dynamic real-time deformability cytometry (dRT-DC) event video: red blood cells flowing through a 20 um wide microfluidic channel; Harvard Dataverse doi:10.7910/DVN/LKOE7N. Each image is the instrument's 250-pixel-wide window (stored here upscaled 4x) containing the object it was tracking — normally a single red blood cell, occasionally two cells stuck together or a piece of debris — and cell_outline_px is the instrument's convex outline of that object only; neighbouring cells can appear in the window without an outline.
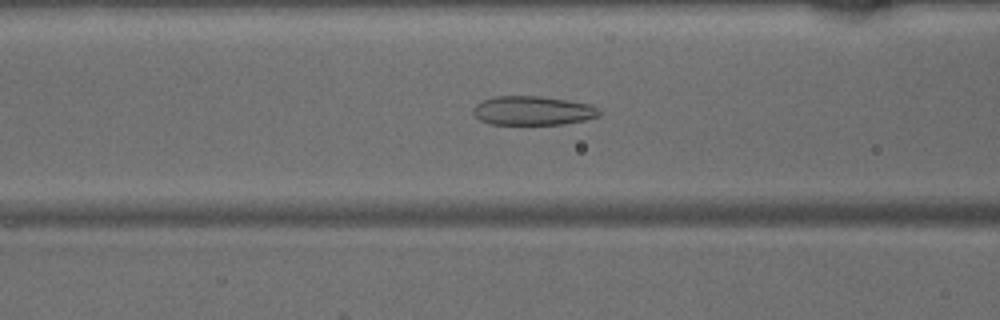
{"species": "common noctule bat (a hibernating species)", "species_latin": "Nyctalus noctula", "temperature_condition": "warm", "stored_images_in_passage": 48, "camera_frame_rate_fps": 3000, "um_per_image_px": 0.085, "animal": {"sex": "male", "body_mass_g": 15.6}, "frame": {"image": 1, "passage_image": 19, "time_ms": 6.0, "image_size_px": [1000, 320], "cell_outline_px": [[600, 116], [584, 120], [564, 124], [488, 124], [480, 120], [472, 112], [472, 108], [476, 104], [492, 96], [540, 96], [568, 100], [592, 104], [600, 108]], "centroid_in_image_um": [45.3, 9.4], "position_along_channel_um": 121.3, "area_um2": 21.56}}
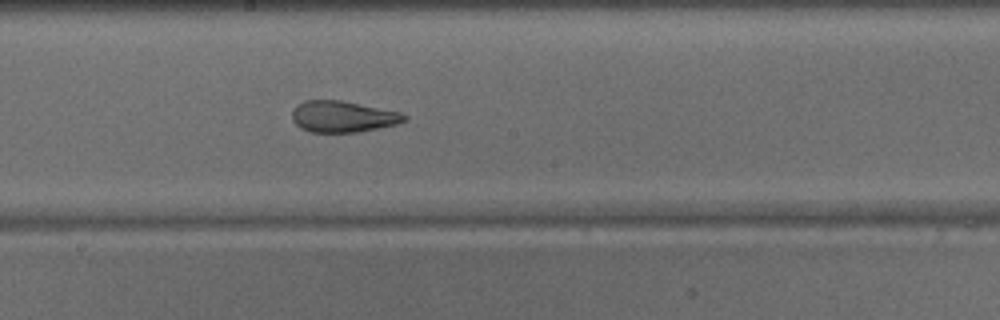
{"frame": {"image": 2, "passage_image": 26, "time_ms": 8.333, "image_size_px": [1000, 320], "cell_outline_px": [[408, 120], [396, 124], [356, 132], [312, 132], [300, 128], [292, 120], [292, 112], [296, 104], [304, 100], [340, 100], [400, 112], [408, 116]], "centroid_in_image_um": [29.11, 9.9], "position_along_channel_um": 219.1, "area_um2": 20.4}}
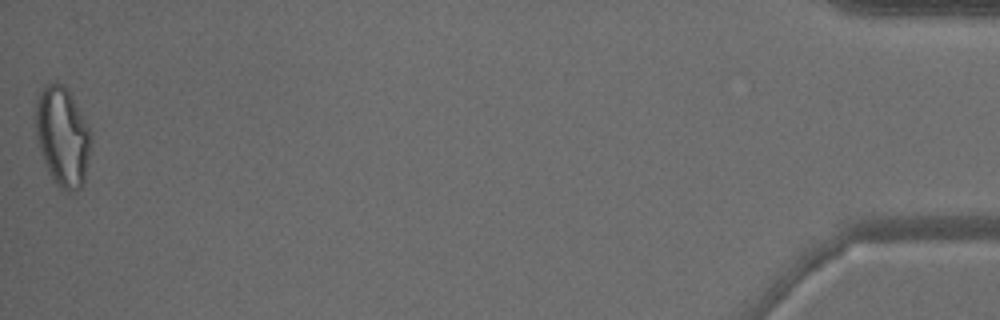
{"frame": {"image": 3, "passage_image": 48, "time_ms": 15.667, "image_size_px": [1000, 320], "cell_outline_px": [[92, 132], [84, 180], [80, 188], [76, 192], [68, 192], [60, 188], [52, 180], [44, 164], [36, 136], [36, 96], [44, 84], [56, 80], [64, 84], [68, 88]], "centroid_in_image_um": [5.29, 11.56], "position_along_channel_um": 429.9, "area_um2": 32.54}}